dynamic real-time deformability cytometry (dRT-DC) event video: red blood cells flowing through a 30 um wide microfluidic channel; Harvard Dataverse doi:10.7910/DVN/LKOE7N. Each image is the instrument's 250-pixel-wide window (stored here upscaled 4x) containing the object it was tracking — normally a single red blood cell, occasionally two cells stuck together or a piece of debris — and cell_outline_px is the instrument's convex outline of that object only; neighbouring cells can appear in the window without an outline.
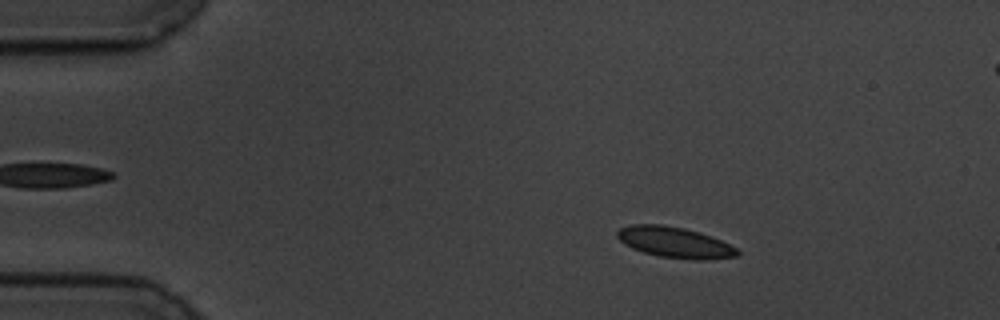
{"species": "common noctule bat (a hibernating species)", "species_latin": "Nyctalus noctula", "temperature_condition": "cold", "stored_images_in_passage": 57, "camera_frame_rate_fps": 3000, "um_per_image_px": 0.085, "animal": {"sex": "male", "body_mass_g": 19.5, "forearm_length_mm": 54.6}, "frame": {"image": 1, "passage_image": 9, "time_ms": 2.667, "image_size_px": [1000, 320], "cell_outline_px": [[740, 256], [704, 260], [692, 260], [660, 256], [644, 252], [632, 248], [624, 244], [616, 236], [616, 232], [620, 228], [632, 224], [664, 224], [684, 228], [700, 232], [712, 236], [736, 248], [740, 252]], "centroid_in_image_um": [57.36, 20.6], "position_along_channel_um": 27.6, "area_um2": 21.68}}
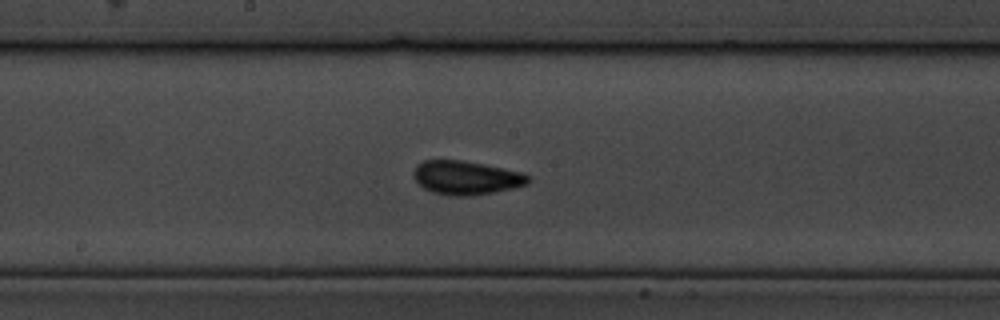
{"frame": {"image": 2, "passage_image": 30, "time_ms": 9.667, "image_size_px": [1000, 320], "cell_outline_px": [[532, 180], [528, 184], [512, 188], [472, 196], [448, 196], [432, 192], [424, 188], [412, 176], [412, 172], [416, 164], [424, 160], [464, 160], [524, 172], [532, 176]], "centroid_in_image_um": [39.64, 15.1], "position_along_channel_um": 208.6, "area_um2": 22.95}}
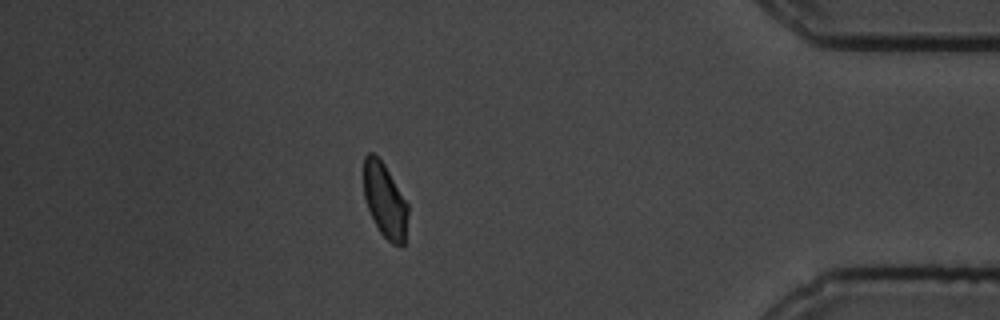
{"frame": {"image": 3, "passage_image": 50, "time_ms": 16.333, "image_size_px": [1000, 320], "cell_outline_px": [[408, 212], [404, 244], [400, 248], [392, 244], [380, 232], [368, 208], [364, 196], [364, 156], [368, 152], [372, 152], [384, 164], [408, 204]], "centroid_in_image_um": [32.72, 17.06], "position_along_channel_um": 402.5, "area_um2": 19.02}, "authors_computed_cell_mechanics": {"area_um2": 21.0392, "velocity_mm_per_s": 3.4904, "shape_relaxation_time_tau1_ms": 3.0975, "shape_relaxation_time_tau2_ms": 1.3548, "deformation_change_tau1": 0.0821, "deformation_change_tau2": 0.0543}}